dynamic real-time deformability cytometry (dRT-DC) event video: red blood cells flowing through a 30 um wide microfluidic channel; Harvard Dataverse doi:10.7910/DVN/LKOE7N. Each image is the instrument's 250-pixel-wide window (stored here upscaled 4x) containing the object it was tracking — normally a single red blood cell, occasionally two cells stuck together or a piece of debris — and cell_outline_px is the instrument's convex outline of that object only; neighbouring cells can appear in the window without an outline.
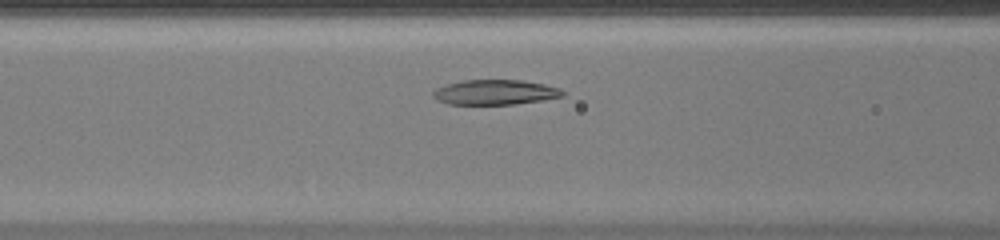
{"species": "common noctule bat (a hibernating species)", "species_latin": "Nyctalus noctula", "temperature_condition": "warm", "stored_images_in_passage": 32, "camera_frame_rate_fps": 3000, "um_per_image_px": 0.085, "animal": {"sex": "female", "body_mass_g": 20.0, "forearm_length_mm": 54.0}, "frame": {"image": 1, "passage_image": 8, "time_ms": 2.333, "image_size_px": [1000, 240], "cell_outline_px": [[564, 96], [544, 100], [516, 104], [448, 104], [436, 100], [432, 96], [432, 92], [436, 88], [444, 84], [460, 80], [524, 80], [544, 84], [560, 88], [564, 92]], "centroid_in_image_um": [42.06, 7.84], "position_along_channel_um": 124.5, "area_um2": 19.13}}
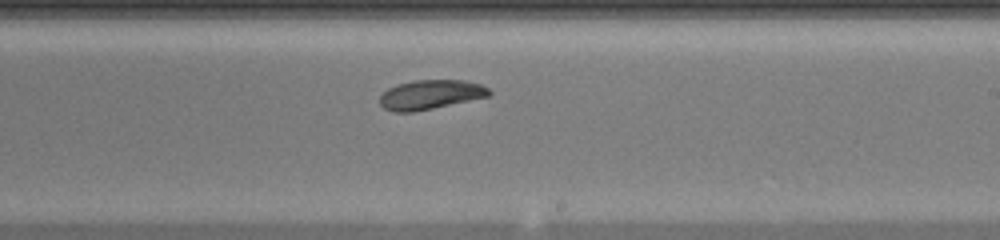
{"frame": {"image": 2, "passage_image": 17, "time_ms": 5.333, "image_size_px": [1000, 240], "cell_outline_px": [[492, 92], [488, 96], [432, 108], [412, 112], [392, 112], [384, 108], [380, 104], [380, 96], [388, 88], [396, 84], [412, 80], [464, 80], [480, 84], [488, 88]], "centroid_in_image_um": [36.55, 8.03], "position_along_channel_um": 252.4, "area_um2": 18.61}}
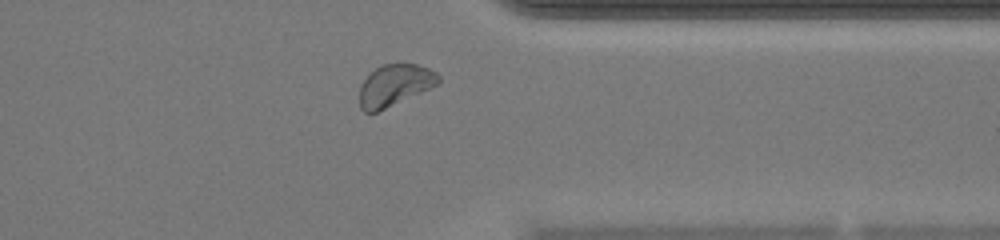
{"frame": {"image": 3, "passage_image": 26, "time_ms": 8.333, "image_size_px": [1000, 240], "cell_outline_px": [[440, 80], [436, 84], [420, 92], [376, 112], [364, 112], [360, 108], [360, 84], [376, 68], [384, 64], [400, 60], [416, 64], [428, 68], [436, 72], [440, 76]], "centroid_in_image_um": [33.54, 7.19], "position_along_channel_um": 377.9, "area_um2": 19.02}, "authors_computed_cell_mechanics": {"area_um2": 19.0451, "velocity_mm_per_s": 4.2771, "shape_relaxation_time_tau1_ms": 4.5542, "shape_relaxation_time_tau2_ms": 3.3165, "deformation_change_tau1": 0.1632, "deformation_change_tau2": 0.0693}}